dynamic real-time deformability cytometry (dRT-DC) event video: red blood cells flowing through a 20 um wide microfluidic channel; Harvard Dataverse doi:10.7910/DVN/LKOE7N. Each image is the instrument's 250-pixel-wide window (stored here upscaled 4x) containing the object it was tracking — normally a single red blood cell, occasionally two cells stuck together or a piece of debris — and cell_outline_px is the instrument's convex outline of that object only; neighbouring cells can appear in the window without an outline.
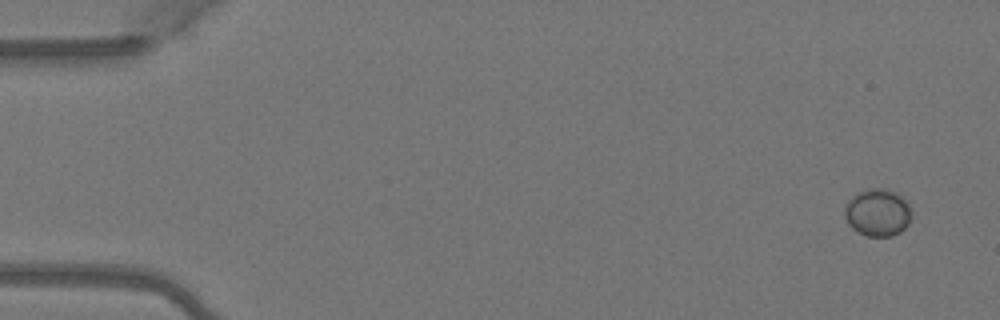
{"species": "Egyptian fruit bat (a non-hibernating species)", "species_latin": "Rousettus aegyptiacus", "temperature_condition": "warm", "stored_images_in_passage": 4, "camera_frame_rate_fps": 3000, "um_per_image_px": 0.085, "animal": {"sex": "female"}, "frame": {"image": 1, "passage_image": 1, "time_ms": 0.0, "image_size_px": [1000, 320], "cell_outline_px": [[912, 216], [908, 224], [900, 232], [892, 236], [868, 236], [856, 232], [848, 224], [844, 216], [844, 208], [848, 200], [856, 192], [868, 188], [884, 188], [896, 192], [908, 200], [912, 212]], "centroid_in_image_um": [74.61, 18.05], "position_along_channel_um": 10.4, "area_um2": 18.96}}
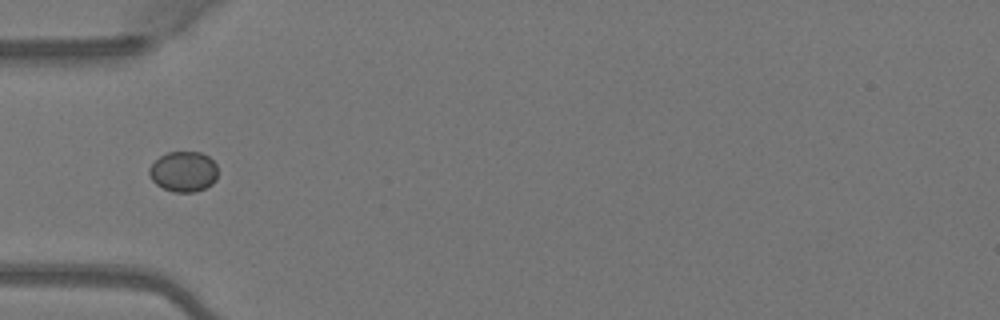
{"frame": {"image": 2, "passage_image": 4, "time_ms": 1.0, "image_size_px": [1000, 320], "cell_outline_px": [[216, 180], [212, 184], [204, 188], [192, 192], [172, 192], [156, 184], [152, 180], [148, 172], [148, 168], [160, 156], [168, 152], [200, 152], [208, 156], [216, 164]], "centroid_in_image_um": [15.58, 14.58], "position_along_channel_um": 69.4, "area_um2": 16.07}}